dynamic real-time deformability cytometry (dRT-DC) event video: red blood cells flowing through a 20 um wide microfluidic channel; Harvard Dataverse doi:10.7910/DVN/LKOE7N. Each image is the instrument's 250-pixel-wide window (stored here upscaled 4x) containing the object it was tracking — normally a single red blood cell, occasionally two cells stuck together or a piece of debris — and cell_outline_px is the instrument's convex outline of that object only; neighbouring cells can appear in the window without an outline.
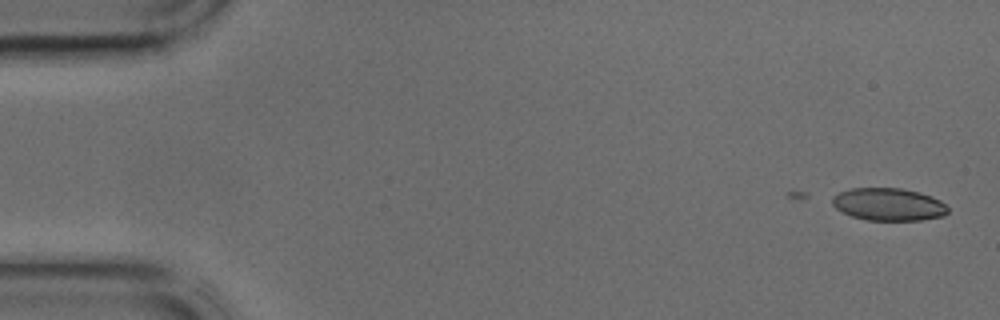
{"species": "common noctule bat (a hibernating species)", "species_latin": "Nyctalus noctula", "temperature_condition": "cold", "stored_images_in_passage": 5, "camera_frame_rate_fps": 3000, "um_per_image_px": 0.085, "animal": {"sex": "male", "body_mass_g": 17.9, "forearm_length_mm": 54.2}, "frame": {"image": 1, "passage_image": 5, "time_ms": 1.333, "image_size_px": [1000, 320], "cell_outline_px": [[948, 212], [944, 216], [920, 220], [868, 220], [852, 216], [836, 208], [832, 204], [832, 196], [840, 192], [852, 188], [900, 188], [920, 192], [932, 196], [940, 200], [948, 208]], "centroid_in_image_um": [75.54, 17.36], "position_along_channel_um": 9.5, "area_um2": 21.91}}